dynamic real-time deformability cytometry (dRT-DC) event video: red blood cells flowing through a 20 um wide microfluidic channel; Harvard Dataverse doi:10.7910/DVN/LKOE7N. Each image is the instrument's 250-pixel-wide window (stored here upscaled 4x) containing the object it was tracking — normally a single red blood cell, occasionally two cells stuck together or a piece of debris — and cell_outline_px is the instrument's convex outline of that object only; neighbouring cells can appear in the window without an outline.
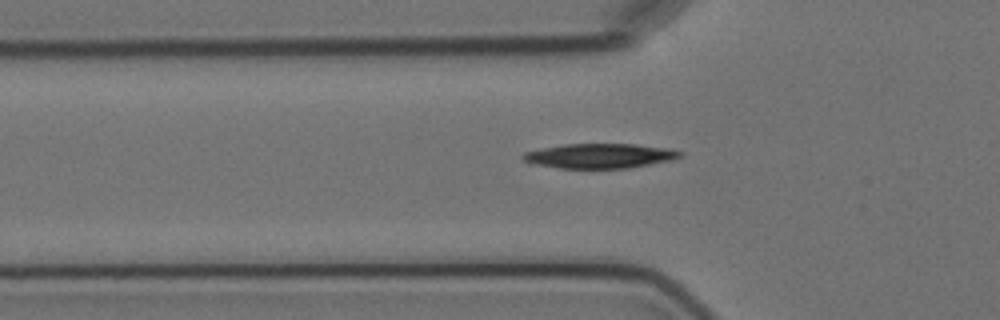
{"species": "Egyptian fruit bat (a non-hibernating species)", "species_latin": "Rousettus aegyptiacus", "temperature_condition": "cold", "stored_images_in_passage": 14, "camera_frame_rate_fps": 3000, "um_per_image_px": 0.085, "animal": {"sex": "female"}, "frame": {"image": 1, "passage_image": 5, "time_ms": 6.333, "image_size_px": [1000, 320], "cell_outline_px": [[684, 156], [672, 160], [628, 168], [560, 168], [528, 164], [520, 156], [524, 152], [564, 144], [636, 144], [672, 148], [684, 152]], "centroid_in_image_um": [51.01, 13.25], "position_along_channel_um": 74.8, "area_um2": 22.89}}
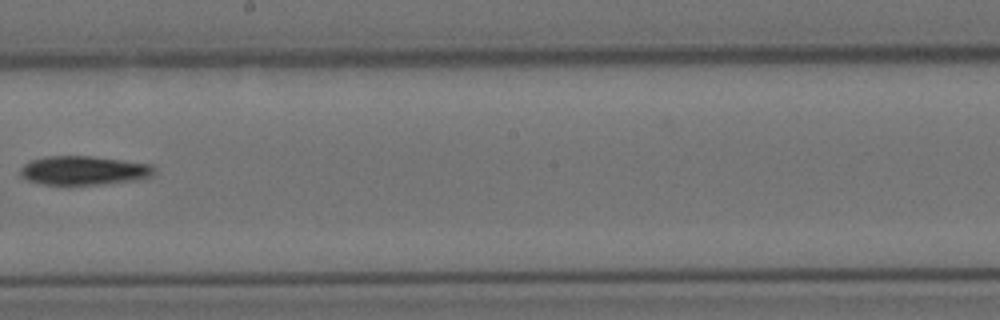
{"frame": {"image": 2, "passage_image": 9, "time_ms": 11.0, "image_size_px": [1000, 320], "cell_outline_px": [[156, 172], [152, 176], [140, 180], [104, 184], [44, 184], [28, 180], [20, 176], [20, 168], [24, 164], [32, 160], [44, 156], [92, 156], [152, 164], [156, 168]], "centroid_in_image_um": [7.17, 14.48], "position_along_channel_um": 241.0, "area_um2": 22.77}}
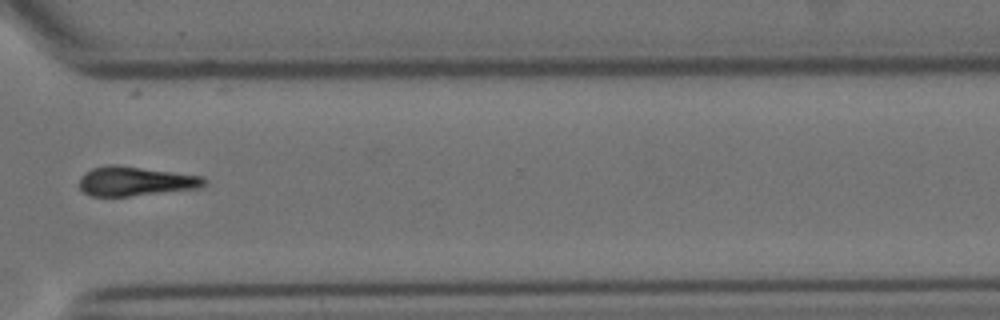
{"frame": {"image": 3, "passage_image": 12, "time_ms": 14.333, "image_size_px": [1000, 320], "cell_outline_px": [[208, 180], [200, 188], [128, 196], [92, 196], [84, 192], [80, 188], [80, 176], [84, 172], [92, 168], [108, 164], [116, 164], [204, 176]], "centroid_in_image_um": [11.51, 15.39], "position_along_channel_um": 359.1, "area_um2": 21.44}, "authors_computed_cell_mechanics": {"area_um2": 21.5594, "velocity_mm_per_s": 3.554, "shape_relaxation_time_tau1_ms": 2.2052, "shape_relaxation_time_tau2_ms": null, "deformation_change_tau1": 0.089, "deformation_change_tau2": null}}